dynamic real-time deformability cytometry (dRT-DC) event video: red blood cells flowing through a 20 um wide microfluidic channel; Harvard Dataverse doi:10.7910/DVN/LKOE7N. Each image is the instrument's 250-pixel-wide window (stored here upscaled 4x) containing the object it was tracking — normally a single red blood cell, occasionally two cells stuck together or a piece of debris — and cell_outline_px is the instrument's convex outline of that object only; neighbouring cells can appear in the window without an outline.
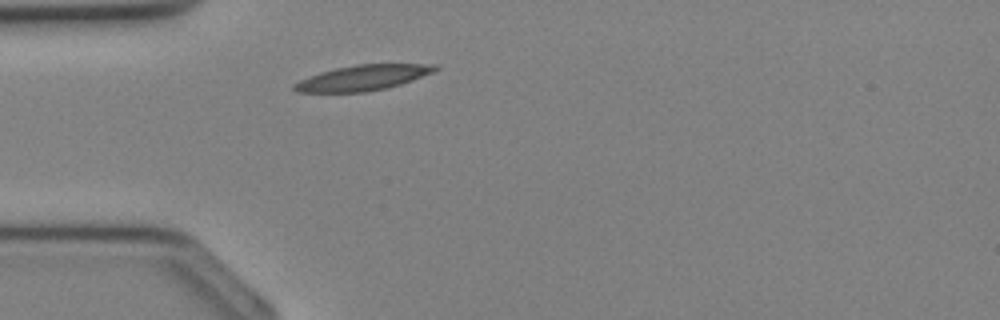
{"species": "Egyptian fruit bat (a non-hibernating species)", "species_latin": "Rousettus aegyptiacus", "temperature_condition": "cold", "stored_images_in_passage": 23, "camera_frame_rate_fps": 3000, "um_per_image_px": 0.085, "animal": {"sex": "female"}, "frame": {"image": 1, "passage_image": 1, "time_ms": 0.0, "image_size_px": [1000, 320], "cell_outline_px": [[440, 68], [432, 72], [412, 80], [388, 88], [364, 92], [296, 92], [292, 88], [292, 84], [300, 80], [320, 72], [336, 68], [356, 64], [436, 64]], "centroid_in_image_um": [30.82, 6.61], "position_along_channel_um": 54.2, "area_um2": 20.75}}
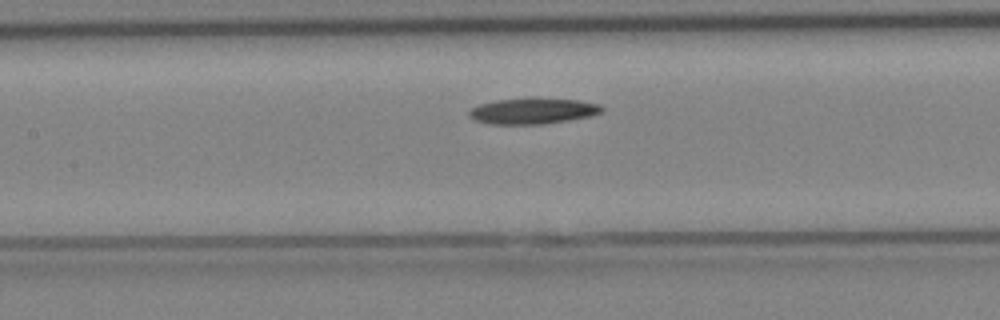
{"frame": {"image": 2, "passage_image": 7, "time_ms": 2.0, "image_size_px": [1000, 320], "cell_outline_px": [[604, 112], [592, 116], [544, 124], [488, 124], [472, 120], [468, 116], [468, 112], [472, 108], [480, 104], [496, 100], [532, 96], [536, 96], [580, 100], [600, 104], [604, 108]], "centroid_in_image_um": [45.32, 9.41], "position_along_channel_um": 162.1, "area_um2": 20.87}}
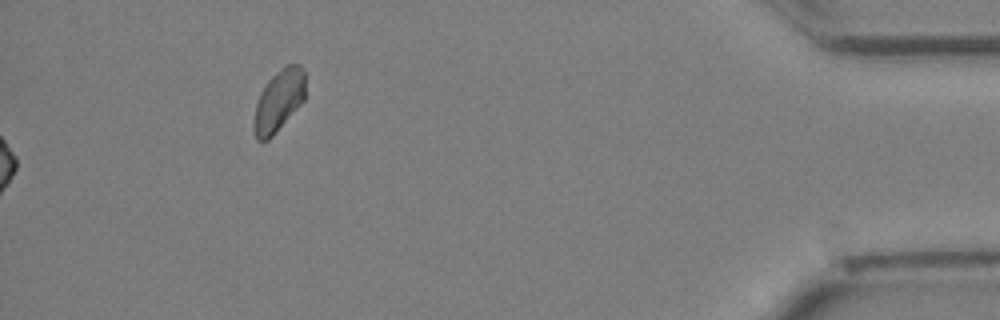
{"frame": {"image": 3, "passage_image": 23, "time_ms": 7.333, "image_size_px": [1000, 320], "cell_outline_px": [[304, 100], [276, 132], [268, 140], [256, 140], [252, 128], [252, 124], [256, 104], [260, 92], [268, 80], [284, 64], [300, 64], [304, 68]], "centroid_in_image_um": [23.67, 8.55], "position_along_channel_um": 411.5, "area_um2": 18.61}}